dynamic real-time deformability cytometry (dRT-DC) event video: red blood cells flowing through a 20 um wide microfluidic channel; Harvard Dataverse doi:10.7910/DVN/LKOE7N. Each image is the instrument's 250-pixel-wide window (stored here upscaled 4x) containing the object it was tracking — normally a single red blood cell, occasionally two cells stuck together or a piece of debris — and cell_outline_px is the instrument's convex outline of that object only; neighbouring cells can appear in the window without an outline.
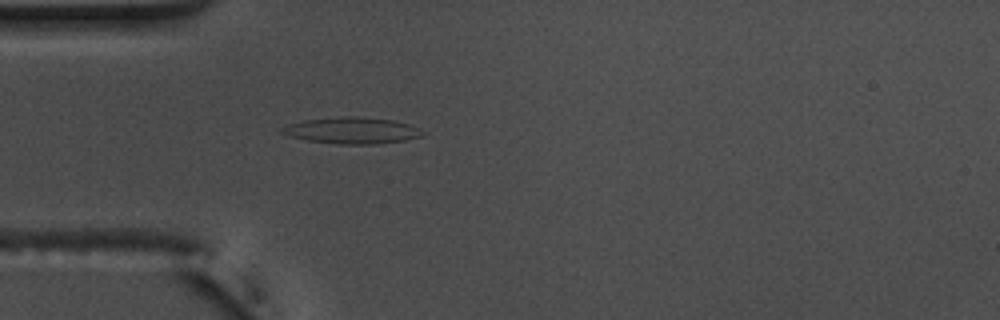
{"species": "common noctule bat (a hibernating species)", "species_latin": "Nyctalus noctula", "temperature_condition": "warm", "stored_images_in_passage": 47, "camera_frame_rate_fps": 3000, "um_per_image_px": 0.085, "animal": {"sex": "male", "body_mass_g": 17.5, "forearm_length_mm": 52.3}, "frame": {"image": 1, "passage_image": 8, "time_ms": 2.333, "image_size_px": [1000, 320], "cell_outline_px": [[424, 136], [404, 140], [376, 144], [340, 144], [308, 140], [288, 136], [280, 132], [280, 128], [288, 124], [304, 120], [340, 116], [360, 116], [392, 120], [408, 124], [420, 128], [424, 132]], "centroid_in_image_um": [29.91, 11.08], "position_along_channel_um": 55.1, "area_um2": 21.73}}
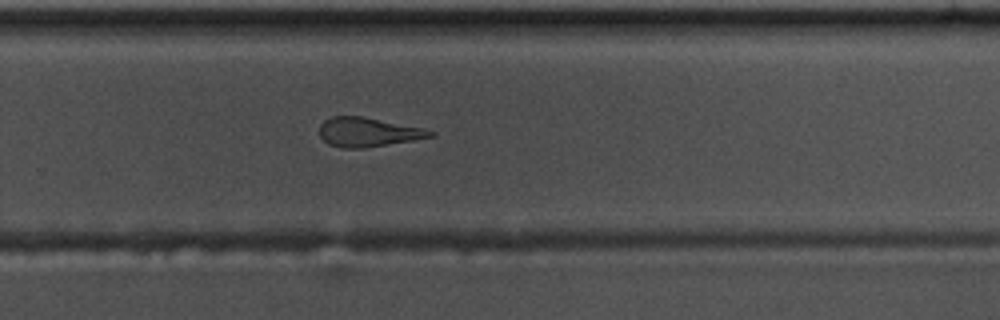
{"frame": {"image": 2, "passage_image": 28, "time_ms": 9.0, "image_size_px": [1000, 320], "cell_outline_px": [[436, 132], [432, 136], [412, 140], [364, 148], [340, 148], [328, 144], [320, 136], [320, 124], [324, 120], [332, 116], [360, 116], [424, 128]], "centroid_in_image_um": [31.24, 11.23], "position_along_channel_um": 298.6, "area_um2": 18.67}}
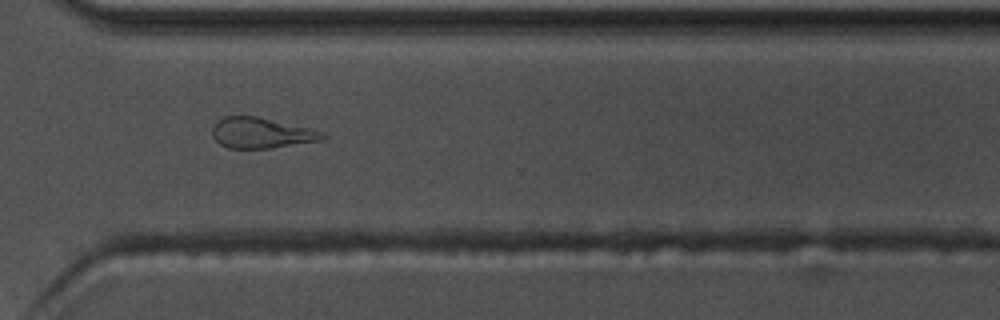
{"frame": {"image": 3, "passage_image": 32, "time_ms": 10.333, "image_size_px": [1000, 320], "cell_outline_px": [[328, 136], [324, 140], [272, 148], [228, 148], [220, 144], [212, 136], [212, 128], [224, 116], [256, 116], [308, 128], [324, 132]], "centroid_in_image_um": [22.24, 11.31], "position_along_channel_um": 348.4, "area_um2": 19.54}, "authors_computed_cell_mechanics": {"area_um2": 20.7502, "velocity_mm_per_s": 3.731, "shape_relaxation_time_tau1_ms": null, "shape_relaxation_time_tau2_ms": 4.1822, "deformation_change_tau1": null, "deformation_change_tau2": 0.1644}}